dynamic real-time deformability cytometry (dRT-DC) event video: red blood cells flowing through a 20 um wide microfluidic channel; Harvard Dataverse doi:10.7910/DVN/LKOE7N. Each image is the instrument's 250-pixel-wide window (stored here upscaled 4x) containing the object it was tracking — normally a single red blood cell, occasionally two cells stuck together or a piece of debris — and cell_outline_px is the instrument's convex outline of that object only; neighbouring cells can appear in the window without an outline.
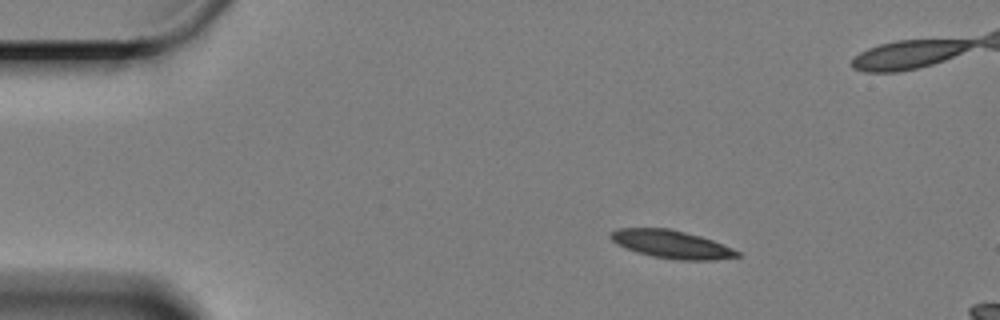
{"species": "Egyptian fruit bat (a non-hibernating species)", "species_latin": "Rousettus aegyptiacus", "temperature_condition": "cold", "stored_images_in_passage": 12, "camera_frame_rate_fps": 3000, "um_per_image_px": 0.085, "animal": {"sex": "female"}, "frame": {"image": 1, "passage_image": 3, "time_ms": 0.667, "image_size_px": [1000, 320], "cell_outline_px": [[740, 256], [716, 260], [680, 260], [652, 256], [636, 252], [624, 248], [616, 244], [608, 236], [612, 232], [620, 228], [672, 228], [700, 236], [712, 240], [732, 248], [740, 252]], "centroid_in_image_um": [57.07, 20.76], "position_along_channel_um": 27.9, "area_um2": 20.69}}